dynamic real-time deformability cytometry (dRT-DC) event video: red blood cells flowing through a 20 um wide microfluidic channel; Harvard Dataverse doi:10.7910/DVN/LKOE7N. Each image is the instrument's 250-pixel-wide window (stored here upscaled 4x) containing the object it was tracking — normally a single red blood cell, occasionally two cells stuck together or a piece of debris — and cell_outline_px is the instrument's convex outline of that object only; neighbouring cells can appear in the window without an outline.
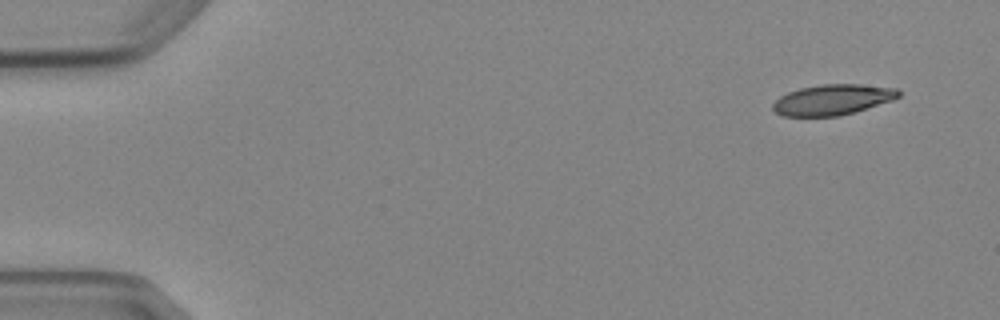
{"species": "Egyptian fruit bat (a non-hibernating species)", "species_latin": "Rousettus aegyptiacus", "temperature_condition": "cold", "stored_images_in_passage": 4, "camera_frame_rate_fps": 3000, "um_per_image_px": 0.085, "animal": {"sex": "female"}, "frame": {"image": 1, "passage_image": 1, "time_ms": 0.0, "image_size_px": [1000, 320], "cell_outline_px": [[900, 96], [892, 100], [840, 116], [780, 116], [772, 108], [772, 104], [780, 96], [788, 92], [800, 88], [820, 84], [860, 84], [896, 88], [900, 92]], "centroid_in_image_um": [70.74, 8.47], "position_along_channel_um": 14.3, "area_um2": 22.31}}